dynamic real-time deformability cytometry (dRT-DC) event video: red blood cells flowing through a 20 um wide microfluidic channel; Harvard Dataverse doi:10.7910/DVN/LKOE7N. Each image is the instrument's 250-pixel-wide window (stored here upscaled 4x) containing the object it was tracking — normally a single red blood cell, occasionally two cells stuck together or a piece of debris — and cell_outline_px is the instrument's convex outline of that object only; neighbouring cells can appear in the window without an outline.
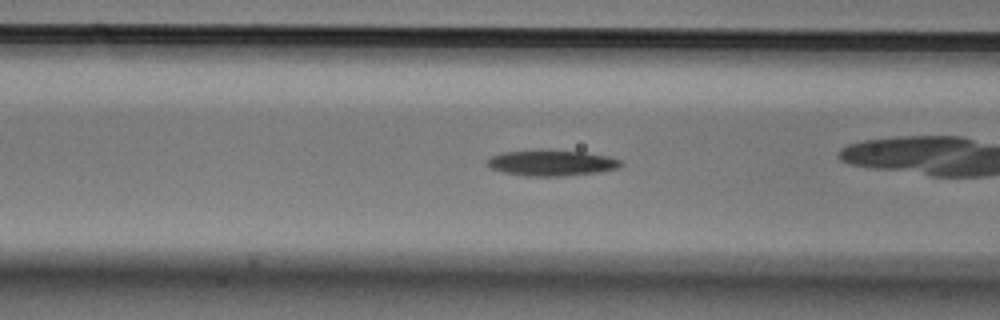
{"species": "Egyptian fruit bat (a non-hibernating species)", "species_latin": "Rousettus aegyptiacus", "temperature_condition": "cold", "stored_images_in_passage": 43, "camera_frame_rate_fps": 3000, "um_per_image_px": 0.085, "animal": {"sex": "male"}, "frame": {"image": 1, "passage_image": 19, "time_ms": 6.0, "image_size_px": [1000, 320], "cell_outline_px": [[624, 164], [620, 168], [596, 172], [560, 176], [524, 176], [504, 172], [488, 168], [488, 160], [492, 156], [500, 152], [540, 148], [584, 152], [608, 156], [620, 160]], "centroid_in_image_um": [46.85, 13.82], "position_along_channel_um": 119.7, "area_um2": 20.52}}
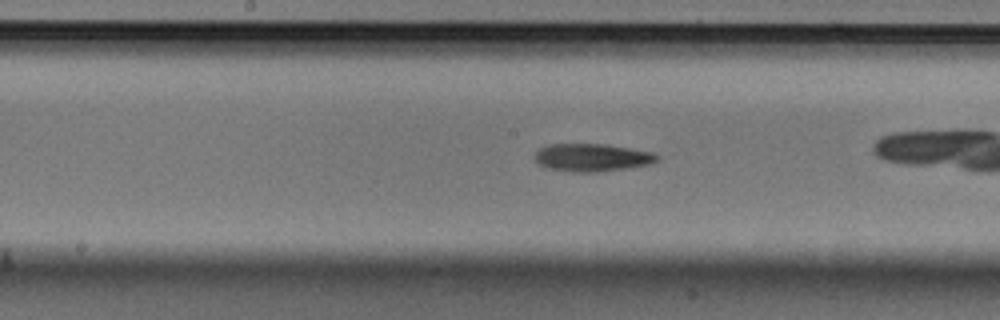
{"frame": {"image": 2, "passage_image": 25, "time_ms": 8.0, "image_size_px": [1000, 320], "cell_outline_px": [[660, 160], [652, 164], [628, 168], [596, 172], [572, 172], [548, 168], [540, 164], [536, 160], [536, 152], [540, 148], [548, 144], [604, 144], [652, 152], [660, 156]], "centroid_in_image_um": [50.37, 13.39], "position_along_channel_um": 197.8, "area_um2": 19.77}}